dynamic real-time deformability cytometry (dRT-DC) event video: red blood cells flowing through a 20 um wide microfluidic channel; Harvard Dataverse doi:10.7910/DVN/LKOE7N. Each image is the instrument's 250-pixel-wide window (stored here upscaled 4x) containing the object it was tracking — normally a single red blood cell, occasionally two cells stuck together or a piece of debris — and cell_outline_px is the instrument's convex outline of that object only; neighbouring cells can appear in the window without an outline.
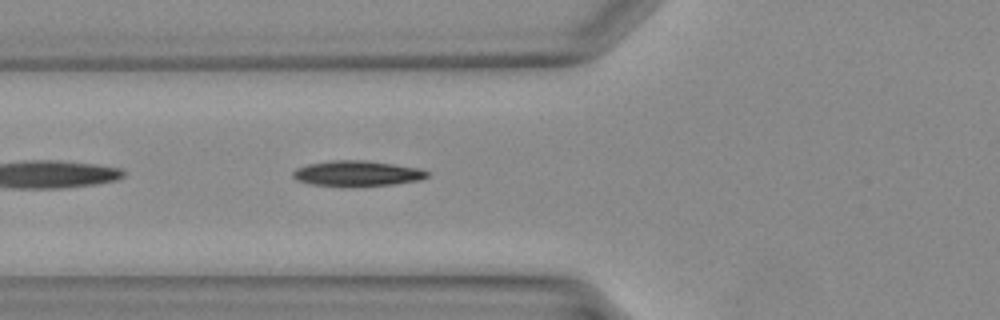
{"species": "Egyptian fruit bat (a non-hibernating species)", "species_latin": "Rousettus aegyptiacus", "temperature_condition": "warm", "stored_images_in_passage": 12, "segment_of_instrument_passage": [2, 2], "camera_frame_rate_fps": 3000, "um_per_image_px": 0.085, "animal": {"sex": "female"}, "frame": {"image": 1, "passage_image": 9, "time_ms": 2.667, "image_size_px": [1000, 320], "cell_outline_px": [[428, 176], [416, 180], [392, 184], [308, 184], [296, 180], [292, 176], [292, 172], [296, 168], [308, 164], [332, 160], [364, 160], [420, 168], [428, 172]], "centroid_in_image_um": [30.3, 14.7], "position_along_channel_um": 95.5, "area_um2": 19.02}}